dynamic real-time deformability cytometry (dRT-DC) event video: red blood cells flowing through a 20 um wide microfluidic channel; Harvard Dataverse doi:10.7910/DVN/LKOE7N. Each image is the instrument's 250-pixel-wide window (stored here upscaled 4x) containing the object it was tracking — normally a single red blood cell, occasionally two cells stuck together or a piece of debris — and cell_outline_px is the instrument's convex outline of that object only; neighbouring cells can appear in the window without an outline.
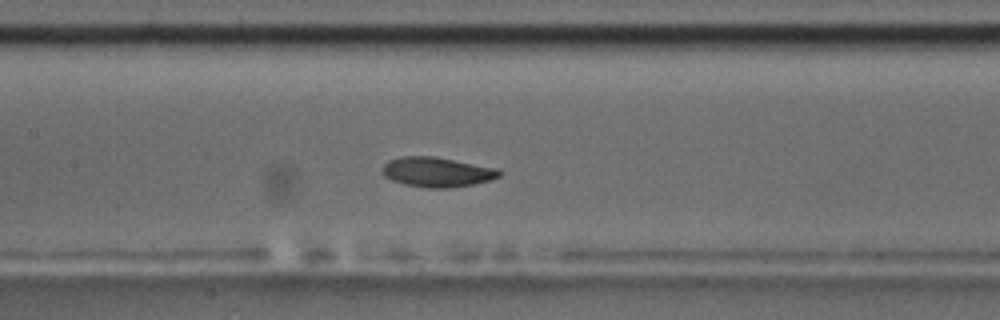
{"species": "common noctule bat (a hibernating species)", "species_latin": "Nyctalus noctula", "temperature_condition": "room temperature", "stored_images_in_passage": 54, "camera_frame_rate_fps": 3000, "um_per_image_px": 0.085, "animal": {"sex": "male", "body_mass_g": 17.5, "forearm_length_mm": 52.3}, "frame": {"image": 1, "passage_image": 24, "time_ms": 7.667, "image_size_px": [1000, 320], "cell_outline_px": [[504, 172], [500, 176], [488, 180], [472, 184], [448, 188], [428, 188], [404, 184], [392, 180], [384, 176], [380, 172], [380, 168], [388, 160], [400, 156], [436, 156], [500, 168]], "centroid_in_image_um": [37.14, 14.6], "position_along_channel_um": 170.3, "area_um2": 20.69}}
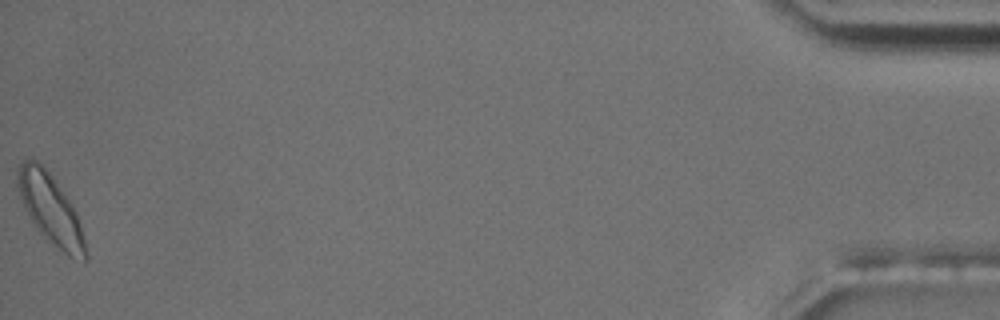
{"frame": {"image": 2, "passage_image": 54, "time_ms": 17.667, "image_size_px": [1000, 320], "cell_outline_px": [[88, 256], [84, 264], [68, 256], [44, 236], [36, 228], [24, 208], [16, 184], [16, 168], [24, 160], [36, 160], [48, 172], [72, 204], [76, 212], [80, 224]], "centroid_in_image_um": [4.29, 17.81], "position_along_channel_um": 430.9, "area_um2": 27.34}, "authors_computed_cell_mechanics": {"area_um2": 20.23, "velocity_mm_per_s": 3.5683, "shape_relaxation_time_tau1_ms": 2.7506, "shape_relaxation_time_tau2_ms": 6.348, "deformation_change_tau1": 0.1255, "deformation_change_tau2": 0.1217}}